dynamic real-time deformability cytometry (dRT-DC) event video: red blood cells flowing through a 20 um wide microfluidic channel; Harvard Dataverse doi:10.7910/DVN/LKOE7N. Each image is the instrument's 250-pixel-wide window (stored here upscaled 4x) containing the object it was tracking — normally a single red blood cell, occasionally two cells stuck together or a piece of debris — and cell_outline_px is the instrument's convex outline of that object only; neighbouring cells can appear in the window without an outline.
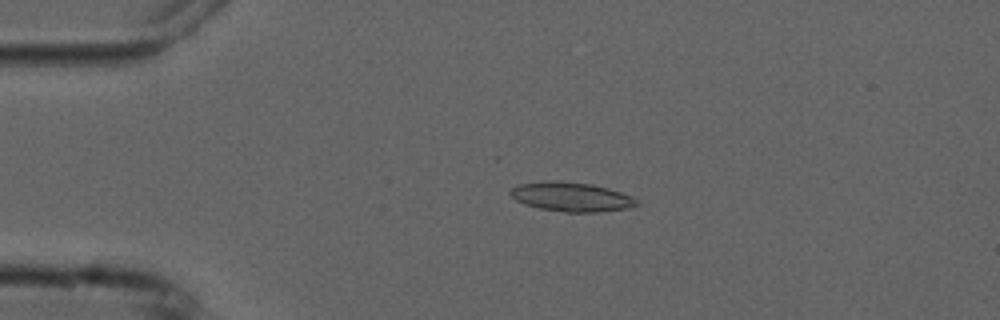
{"species": "common noctule bat (a hibernating species)", "species_latin": "Nyctalus noctula", "temperature_condition": "cold", "stored_images_in_passage": 5, "camera_frame_rate_fps": 3000, "um_per_image_px": 0.085, "animal": {"sex": "male", "forearm_length_mm": 52.5}, "frame": {"image": 1, "passage_image": 3, "time_ms": 2.333, "image_size_px": [1000, 320], "cell_outline_px": [[640, 204], [628, 208], [596, 212], [564, 212], [540, 208], [524, 204], [516, 200], [508, 192], [512, 188], [520, 184], [540, 180], [556, 180], [592, 184], [608, 188], [632, 196], [640, 200]], "centroid_in_image_um": [48.57, 16.72], "position_along_channel_um": 36.4, "area_um2": 21.73}}